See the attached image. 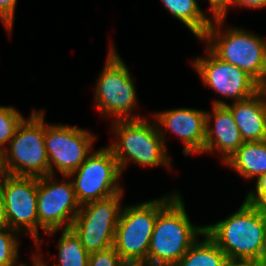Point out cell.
I'll list each match as a JSON object with an SVG mask.
<instances>
[{"instance_id": "cell-25", "label": "cell", "mask_w": 266, "mask_h": 266, "mask_svg": "<svg viewBox=\"0 0 266 266\" xmlns=\"http://www.w3.org/2000/svg\"><path fill=\"white\" fill-rule=\"evenodd\" d=\"M16 4L17 0H0V21L8 33L12 31Z\"/></svg>"}, {"instance_id": "cell-17", "label": "cell", "mask_w": 266, "mask_h": 266, "mask_svg": "<svg viewBox=\"0 0 266 266\" xmlns=\"http://www.w3.org/2000/svg\"><path fill=\"white\" fill-rule=\"evenodd\" d=\"M224 164L245 179H258L266 173V140L244 142Z\"/></svg>"}, {"instance_id": "cell-21", "label": "cell", "mask_w": 266, "mask_h": 266, "mask_svg": "<svg viewBox=\"0 0 266 266\" xmlns=\"http://www.w3.org/2000/svg\"><path fill=\"white\" fill-rule=\"evenodd\" d=\"M18 231L4 226L0 228V266H17L19 244Z\"/></svg>"}, {"instance_id": "cell-13", "label": "cell", "mask_w": 266, "mask_h": 266, "mask_svg": "<svg viewBox=\"0 0 266 266\" xmlns=\"http://www.w3.org/2000/svg\"><path fill=\"white\" fill-rule=\"evenodd\" d=\"M206 50L205 58L193 61L205 86L233 102L249 98L262 88L242 69L219 59L208 47Z\"/></svg>"}, {"instance_id": "cell-24", "label": "cell", "mask_w": 266, "mask_h": 266, "mask_svg": "<svg viewBox=\"0 0 266 266\" xmlns=\"http://www.w3.org/2000/svg\"><path fill=\"white\" fill-rule=\"evenodd\" d=\"M245 200L266 210V173L256 179L255 191L247 192Z\"/></svg>"}, {"instance_id": "cell-29", "label": "cell", "mask_w": 266, "mask_h": 266, "mask_svg": "<svg viewBox=\"0 0 266 266\" xmlns=\"http://www.w3.org/2000/svg\"><path fill=\"white\" fill-rule=\"evenodd\" d=\"M41 254H34L33 255V266H48L42 259Z\"/></svg>"}, {"instance_id": "cell-7", "label": "cell", "mask_w": 266, "mask_h": 266, "mask_svg": "<svg viewBox=\"0 0 266 266\" xmlns=\"http://www.w3.org/2000/svg\"><path fill=\"white\" fill-rule=\"evenodd\" d=\"M94 91L95 104L101 115L114 116L115 120L143 118L132 113L138 106L136 87L128 67L113 44Z\"/></svg>"}, {"instance_id": "cell-31", "label": "cell", "mask_w": 266, "mask_h": 266, "mask_svg": "<svg viewBox=\"0 0 266 266\" xmlns=\"http://www.w3.org/2000/svg\"><path fill=\"white\" fill-rule=\"evenodd\" d=\"M17 266H27V265L24 264V263H20V264H18Z\"/></svg>"}, {"instance_id": "cell-16", "label": "cell", "mask_w": 266, "mask_h": 266, "mask_svg": "<svg viewBox=\"0 0 266 266\" xmlns=\"http://www.w3.org/2000/svg\"><path fill=\"white\" fill-rule=\"evenodd\" d=\"M212 112H206L204 152L218 151L222 155V163H225L244 143V140L231 111L225 105H212ZM212 118H214V125L211 127Z\"/></svg>"}, {"instance_id": "cell-2", "label": "cell", "mask_w": 266, "mask_h": 266, "mask_svg": "<svg viewBox=\"0 0 266 266\" xmlns=\"http://www.w3.org/2000/svg\"><path fill=\"white\" fill-rule=\"evenodd\" d=\"M188 216L180 193L158 213L147 266H174L204 234L205 226H195Z\"/></svg>"}, {"instance_id": "cell-3", "label": "cell", "mask_w": 266, "mask_h": 266, "mask_svg": "<svg viewBox=\"0 0 266 266\" xmlns=\"http://www.w3.org/2000/svg\"><path fill=\"white\" fill-rule=\"evenodd\" d=\"M201 39L221 60L230 63L251 76L266 88V41L241 28H227L221 32L224 18H213Z\"/></svg>"}, {"instance_id": "cell-10", "label": "cell", "mask_w": 266, "mask_h": 266, "mask_svg": "<svg viewBox=\"0 0 266 266\" xmlns=\"http://www.w3.org/2000/svg\"><path fill=\"white\" fill-rule=\"evenodd\" d=\"M56 181L54 175L38 177V249L41 246L40 229L55 235L61 227L70 228L81 207L72 180Z\"/></svg>"}, {"instance_id": "cell-27", "label": "cell", "mask_w": 266, "mask_h": 266, "mask_svg": "<svg viewBox=\"0 0 266 266\" xmlns=\"http://www.w3.org/2000/svg\"><path fill=\"white\" fill-rule=\"evenodd\" d=\"M233 6L260 9L266 7V0H234Z\"/></svg>"}, {"instance_id": "cell-15", "label": "cell", "mask_w": 266, "mask_h": 266, "mask_svg": "<svg viewBox=\"0 0 266 266\" xmlns=\"http://www.w3.org/2000/svg\"><path fill=\"white\" fill-rule=\"evenodd\" d=\"M213 105H225L231 111L244 142L266 140V88L232 105L224 100H214Z\"/></svg>"}, {"instance_id": "cell-23", "label": "cell", "mask_w": 266, "mask_h": 266, "mask_svg": "<svg viewBox=\"0 0 266 266\" xmlns=\"http://www.w3.org/2000/svg\"><path fill=\"white\" fill-rule=\"evenodd\" d=\"M87 266H128L112 246L89 254Z\"/></svg>"}, {"instance_id": "cell-14", "label": "cell", "mask_w": 266, "mask_h": 266, "mask_svg": "<svg viewBox=\"0 0 266 266\" xmlns=\"http://www.w3.org/2000/svg\"><path fill=\"white\" fill-rule=\"evenodd\" d=\"M154 118L164 143L167 130H171L183 141L184 155L204 154L206 111L194 108H175L157 112Z\"/></svg>"}, {"instance_id": "cell-12", "label": "cell", "mask_w": 266, "mask_h": 266, "mask_svg": "<svg viewBox=\"0 0 266 266\" xmlns=\"http://www.w3.org/2000/svg\"><path fill=\"white\" fill-rule=\"evenodd\" d=\"M96 136L80 127L45 124V147L49 160V175L54 167L62 176H68L84 163L91 154Z\"/></svg>"}, {"instance_id": "cell-9", "label": "cell", "mask_w": 266, "mask_h": 266, "mask_svg": "<svg viewBox=\"0 0 266 266\" xmlns=\"http://www.w3.org/2000/svg\"><path fill=\"white\" fill-rule=\"evenodd\" d=\"M123 192L81 205L71 229L90 254L111 248L122 211Z\"/></svg>"}, {"instance_id": "cell-30", "label": "cell", "mask_w": 266, "mask_h": 266, "mask_svg": "<svg viewBox=\"0 0 266 266\" xmlns=\"http://www.w3.org/2000/svg\"><path fill=\"white\" fill-rule=\"evenodd\" d=\"M226 266H259L252 262L229 261Z\"/></svg>"}, {"instance_id": "cell-28", "label": "cell", "mask_w": 266, "mask_h": 266, "mask_svg": "<svg viewBox=\"0 0 266 266\" xmlns=\"http://www.w3.org/2000/svg\"><path fill=\"white\" fill-rule=\"evenodd\" d=\"M4 226H5V216H4L3 198L0 191V228Z\"/></svg>"}, {"instance_id": "cell-26", "label": "cell", "mask_w": 266, "mask_h": 266, "mask_svg": "<svg viewBox=\"0 0 266 266\" xmlns=\"http://www.w3.org/2000/svg\"><path fill=\"white\" fill-rule=\"evenodd\" d=\"M212 18H226L229 6L233 5L234 0H208Z\"/></svg>"}, {"instance_id": "cell-18", "label": "cell", "mask_w": 266, "mask_h": 266, "mask_svg": "<svg viewBox=\"0 0 266 266\" xmlns=\"http://www.w3.org/2000/svg\"><path fill=\"white\" fill-rule=\"evenodd\" d=\"M168 12L183 23L201 41L212 20L205 15L197 0H161Z\"/></svg>"}, {"instance_id": "cell-6", "label": "cell", "mask_w": 266, "mask_h": 266, "mask_svg": "<svg viewBox=\"0 0 266 266\" xmlns=\"http://www.w3.org/2000/svg\"><path fill=\"white\" fill-rule=\"evenodd\" d=\"M9 143L0 154V172L14 176L49 175L43 110H34L24 119Z\"/></svg>"}, {"instance_id": "cell-19", "label": "cell", "mask_w": 266, "mask_h": 266, "mask_svg": "<svg viewBox=\"0 0 266 266\" xmlns=\"http://www.w3.org/2000/svg\"><path fill=\"white\" fill-rule=\"evenodd\" d=\"M203 240H197L174 266H226V254L204 232Z\"/></svg>"}, {"instance_id": "cell-1", "label": "cell", "mask_w": 266, "mask_h": 266, "mask_svg": "<svg viewBox=\"0 0 266 266\" xmlns=\"http://www.w3.org/2000/svg\"><path fill=\"white\" fill-rule=\"evenodd\" d=\"M205 233L226 254L229 261L252 262L262 266L266 260V218L262 209L243 201L238 211L216 224L204 225Z\"/></svg>"}, {"instance_id": "cell-22", "label": "cell", "mask_w": 266, "mask_h": 266, "mask_svg": "<svg viewBox=\"0 0 266 266\" xmlns=\"http://www.w3.org/2000/svg\"><path fill=\"white\" fill-rule=\"evenodd\" d=\"M25 118L12 106H0V154L6 143L14 137L18 126Z\"/></svg>"}, {"instance_id": "cell-5", "label": "cell", "mask_w": 266, "mask_h": 266, "mask_svg": "<svg viewBox=\"0 0 266 266\" xmlns=\"http://www.w3.org/2000/svg\"><path fill=\"white\" fill-rule=\"evenodd\" d=\"M177 194L122 208L113 247L128 266H147L157 215Z\"/></svg>"}, {"instance_id": "cell-4", "label": "cell", "mask_w": 266, "mask_h": 266, "mask_svg": "<svg viewBox=\"0 0 266 266\" xmlns=\"http://www.w3.org/2000/svg\"><path fill=\"white\" fill-rule=\"evenodd\" d=\"M111 131L118 139L108 147L113 151L123 173L129 162L140 166H166L171 170V160L166 143L156 121L146 118L113 120Z\"/></svg>"}, {"instance_id": "cell-8", "label": "cell", "mask_w": 266, "mask_h": 266, "mask_svg": "<svg viewBox=\"0 0 266 266\" xmlns=\"http://www.w3.org/2000/svg\"><path fill=\"white\" fill-rule=\"evenodd\" d=\"M122 171L109 147L91 152L84 163L64 179L72 180L75 195L80 205L105 199L123 192L119 184Z\"/></svg>"}, {"instance_id": "cell-20", "label": "cell", "mask_w": 266, "mask_h": 266, "mask_svg": "<svg viewBox=\"0 0 266 266\" xmlns=\"http://www.w3.org/2000/svg\"><path fill=\"white\" fill-rule=\"evenodd\" d=\"M58 263L54 266H87L89 253L86 251L79 237L71 229H63L58 240Z\"/></svg>"}, {"instance_id": "cell-11", "label": "cell", "mask_w": 266, "mask_h": 266, "mask_svg": "<svg viewBox=\"0 0 266 266\" xmlns=\"http://www.w3.org/2000/svg\"><path fill=\"white\" fill-rule=\"evenodd\" d=\"M0 191L3 198L5 226L27 231L38 242V177L14 176L0 172Z\"/></svg>"}]
</instances>
